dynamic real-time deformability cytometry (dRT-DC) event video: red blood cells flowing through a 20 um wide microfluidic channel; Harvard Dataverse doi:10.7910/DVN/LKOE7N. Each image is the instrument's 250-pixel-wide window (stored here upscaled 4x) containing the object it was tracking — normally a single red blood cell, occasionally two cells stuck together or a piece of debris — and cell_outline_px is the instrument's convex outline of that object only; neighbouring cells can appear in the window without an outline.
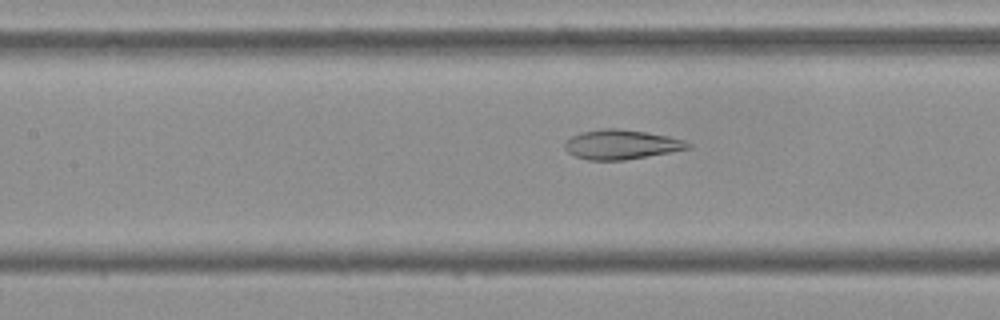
{"species": "Egyptian fruit bat (a non-hibernating species)", "species_latin": "Rousettus aegyptiacus", "temperature_condition": "cold", "stored_images_in_passage": 54, "camera_frame_rate_fps": 3000, "um_per_image_px": 0.085, "frame": {"image": 1, "passage_image": 24, "time_ms": 7.667, "image_size_px": [1000, 320], "cell_outline_px": [[692, 148], [672, 152], [624, 160], [588, 160], [576, 156], [568, 152], [564, 148], [564, 140], [580, 132], [604, 128], [620, 128], [668, 136], [684, 140], [692, 144]], "centroid_in_image_um": [52.81, 12.28], "position_along_channel_um": 154.6, "area_um2": 21.33}}
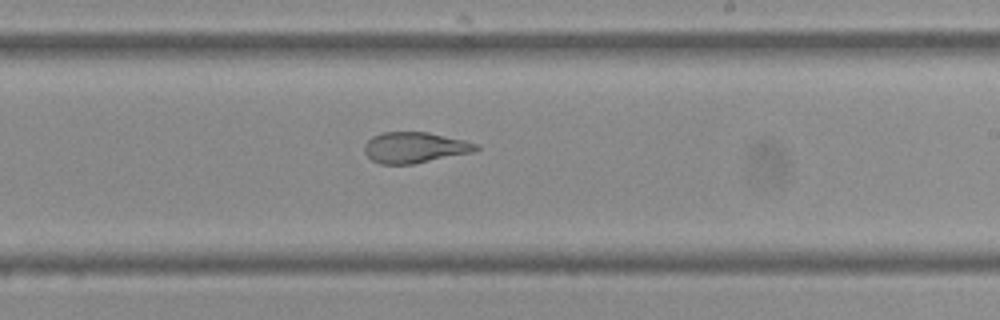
{"frame": {"image": 2, "passage_image": 32, "time_ms": 10.333, "image_size_px": [1000, 320], "cell_outline_px": [[480, 148], [472, 152], [412, 164], [380, 164], [372, 160], [364, 152], [364, 144], [372, 136], [380, 132], [428, 132], [464, 140], [480, 144]], "centroid_in_image_um": [35.23, 12.53], "position_along_channel_um": 253.8, "area_um2": 20.06}}
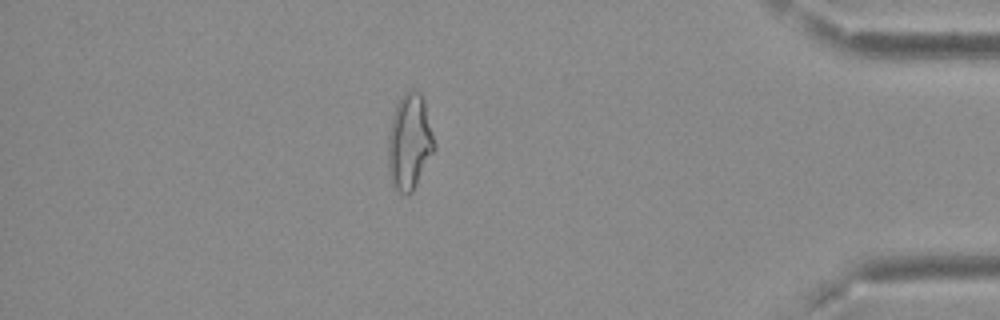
{"frame": {"image": 3, "passage_image": 47, "time_ms": 15.333, "image_size_px": [1000, 320], "cell_outline_px": [[436, 148], [412, 192], [408, 196], [400, 192], [392, 184], [388, 168], [388, 136], [392, 116], [396, 104], [400, 96], [404, 92], [412, 88], [420, 92], [424, 100], [436, 144]], "centroid_in_image_um": [34.81, 12.03], "position_along_channel_um": 400.4, "area_um2": 26.07}, "authors_computed_cell_mechanics": {"area_um2": 24.2471, "velocity_mm_per_s": 3.7319, "shape_relaxation_time_tau1_ms": null, "shape_relaxation_time_tau2_ms": 2.1287, "deformation_change_tau1": null, "deformation_change_tau2": 0.0998}}